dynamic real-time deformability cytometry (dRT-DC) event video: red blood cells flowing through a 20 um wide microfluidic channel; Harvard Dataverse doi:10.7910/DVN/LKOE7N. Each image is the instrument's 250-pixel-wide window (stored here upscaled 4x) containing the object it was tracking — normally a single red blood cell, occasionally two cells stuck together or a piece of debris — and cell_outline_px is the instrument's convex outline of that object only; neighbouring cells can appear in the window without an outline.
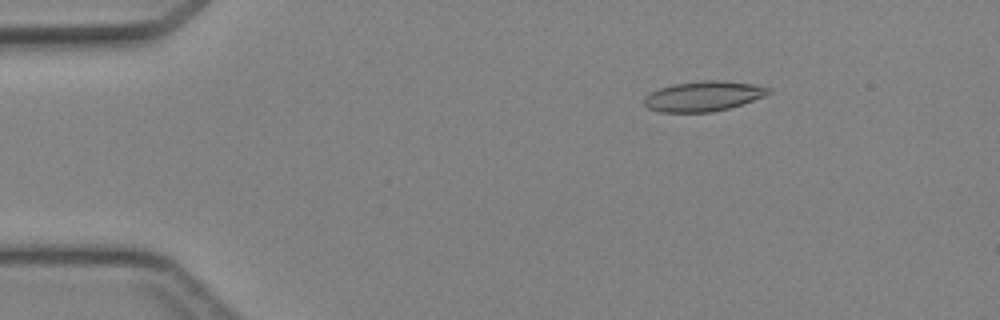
{"species": "Egyptian fruit bat (a non-hibernating species)", "species_latin": "Rousettus aegyptiacus", "temperature_condition": "cold", "stored_images_in_passage": 46, "camera_frame_rate_fps": 3000, "um_per_image_px": 0.085, "animal": {"sex": "female"}, "frame": {"image": 1, "passage_image": 7, "time_ms": 2.0, "image_size_px": [1000, 320], "cell_outline_px": [[772, 92], [764, 96], [728, 108], [712, 112], [660, 112], [648, 108], [644, 104], [644, 96], [660, 88], [672, 84], [704, 80], [720, 80], [752, 84], [772, 88]], "centroid_in_image_um": [59.77, 8.17], "position_along_channel_um": 25.2, "area_um2": 21.68}}
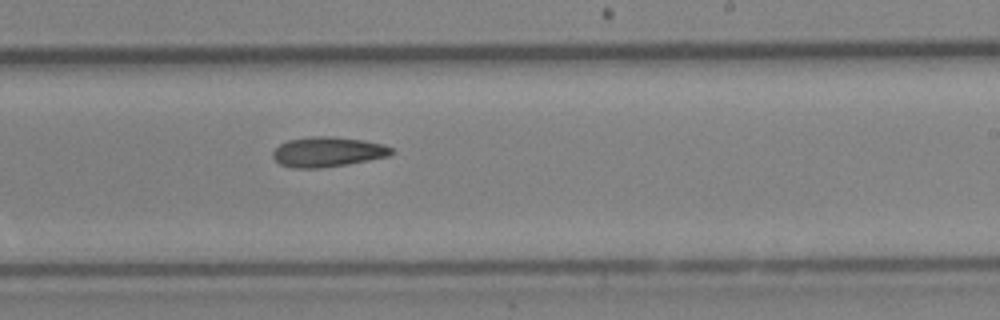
{"frame": {"image": 2, "passage_image": 28, "time_ms": 9.0, "image_size_px": [1000, 320], "cell_outline_px": [[396, 152], [388, 156], [348, 164], [320, 168], [292, 168], [280, 164], [272, 156], [272, 152], [280, 144], [288, 140], [312, 136], [332, 136], [364, 140], [384, 144], [392, 148]], "centroid_in_image_um": [27.86, 12.9], "position_along_channel_um": 261.1, "area_um2": 20.81}}
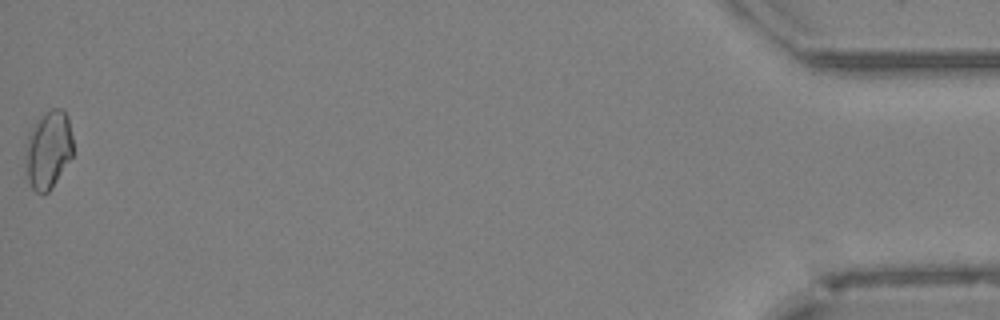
{"frame": {"image": 3, "passage_image": 46, "time_ms": 15.0, "image_size_px": [1000, 320], "cell_outline_px": [[72, 156], [48, 192], [36, 192], [32, 188], [28, 180], [28, 132], [36, 120], [40, 116], [52, 108], [64, 108], [68, 116], [72, 136]], "centroid_in_image_um": [4.15, 12.65], "position_along_channel_um": 431.1, "area_um2": 20.98}}